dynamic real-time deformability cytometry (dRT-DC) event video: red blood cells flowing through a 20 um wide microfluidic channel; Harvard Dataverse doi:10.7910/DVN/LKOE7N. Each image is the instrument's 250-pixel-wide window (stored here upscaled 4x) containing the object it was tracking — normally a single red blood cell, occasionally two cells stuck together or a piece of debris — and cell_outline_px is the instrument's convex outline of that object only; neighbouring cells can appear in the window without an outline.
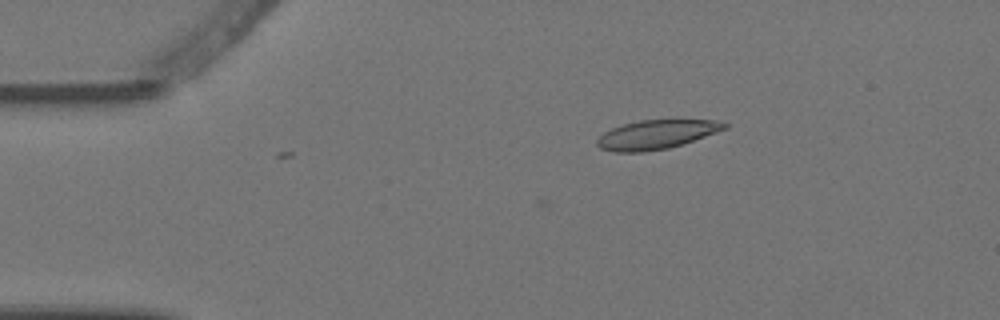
{"species": "Egyptian fruit bat (a non-hibernating species)", "species_latin": "Rousettus aegyptiacus", "temperature_condition": "warm", "stored_images_in_passage": 5, "camera_frame_rate_fps": 3000, "um_per_image_px": 0.085, "animal": {"sex": "female"}, "frame": {"image": 1, "passage_image": 3, "time_ms": 0.667, "image_size_px": [1000, 320], "cell_outline_px": [[728, 128], [668, 148], [644, 152], [612, 152], [600, 148], [596, 144], [596, 140], [604, 132], [612, 128], [624, 124], [640, 120], [716, 120], [728, 124]], "centroid_in_image_um": [55.75, 11.44], "position_along_channel_um": 29.3, "area_um2": 21.33}}
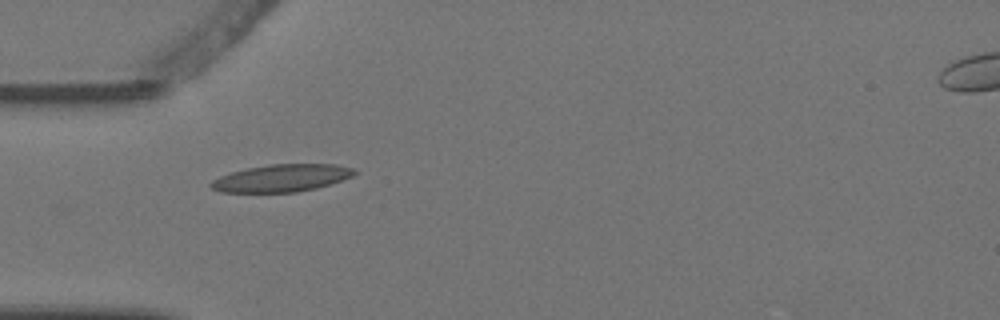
{"frame": {"image": 2, "passage_image": 5, "time_ms": 1.333, "image_size_px": [1000, 320], "cell_outline_px": [[356, 172], [352, 176], [316, 188], [296, 192], [220, 192], [212, 188], [208, 184], [212, 180], [220, 176], [232, 172], [248, 168], [268, 164], [336, 164], [352, 168]], "centroid_in_image_um": [23.9, 15.13], "position_along_channel_um": 61.1, "area_um2": 22.66}}